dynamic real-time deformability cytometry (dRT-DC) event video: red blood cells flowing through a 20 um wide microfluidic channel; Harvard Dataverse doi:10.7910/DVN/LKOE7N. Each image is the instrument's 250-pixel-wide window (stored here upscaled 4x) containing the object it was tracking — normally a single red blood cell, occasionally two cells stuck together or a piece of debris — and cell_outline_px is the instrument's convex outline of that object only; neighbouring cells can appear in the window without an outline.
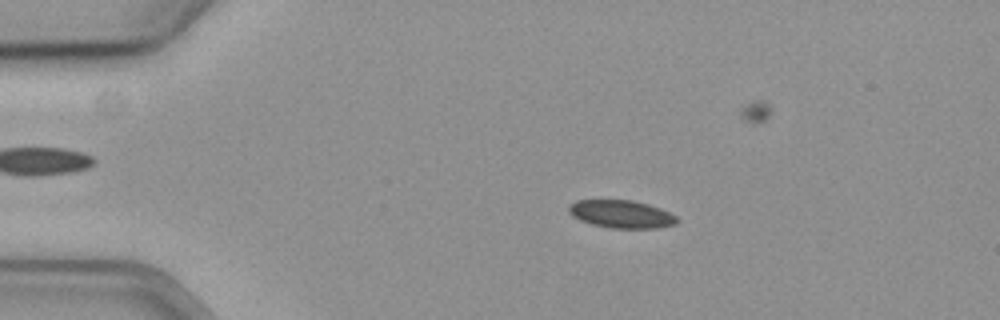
{"species": "common noctule bat (a hibernating species)", "species_latin": "Nyctalus noctula", "temperature_condition": "cold", "stored_images_in_passage": 21, "camera_frame_rate_fps": 3000, "um_per_image_px": 0.085, "animal": {"sex": "female", "body_mass_g": 19.3, "forearm_length_mm": 54.1}, "frame": {"image": 1, "passage_image": 12, "time_ms": 3.667, "image_size_px": [1000, 320], "cell_outline_px": [[680, 220], [676, 224], [656, 228], [612, 228], [592, 224], [580, 220], [572, 216], [568, 212], [568, 208], [576, 200], [632, 200], [648, 204], [660, 208], [676, 216]], "centroid_in_image_um": [52.83, 18.2], "position_along_channel_um": 32.2, "area_um2": 17.51}}
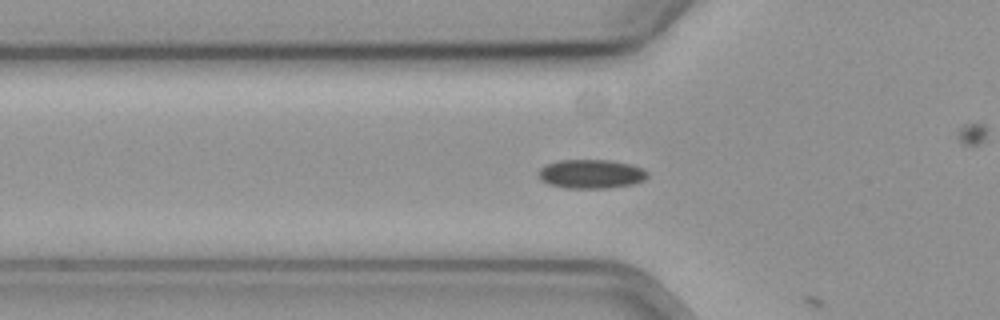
{"frame": {"image": 2, "passage_image": 20, "time_ms": 6.333, "image_size_px": [1000, 320], "cell_outline_px": [[648, 176], [644, 180], [632, 184], [608, 188], [564, 188], [548, 184], [540, 180], [536, 172], [540, 168], [556, 160], [612, 160], [628, 164], [640, 168], [648, 172]], "centroid_in_image_um": [50.19, 14.79], "position_along_channel_um": 75.6, "area_um2": 18.5}}